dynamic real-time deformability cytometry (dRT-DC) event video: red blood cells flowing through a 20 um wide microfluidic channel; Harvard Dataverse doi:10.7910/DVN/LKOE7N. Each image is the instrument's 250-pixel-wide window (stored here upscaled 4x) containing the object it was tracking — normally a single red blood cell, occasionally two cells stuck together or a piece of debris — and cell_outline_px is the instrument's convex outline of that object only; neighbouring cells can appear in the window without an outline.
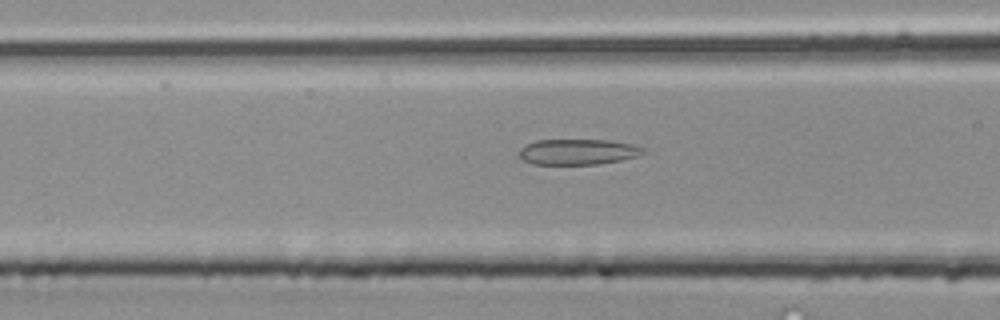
{"species": "common noctule bat (a hibernating species)", "species_latin": "Nyctalus noctula", "temperature_condition": "room temperature", "stored_images_in_passage": 30, "camera_frame_rate_fps": 3000, "um_per_image_px": 0.085, "animal": {"sex": "male", "body_mass_g": 20.4}, "frame": {"image": 1, "passage_image": 6, "time_ms": 1.667, "image_size_px": [1000, 320], "cell_outline_px": [[644, 152], [636, 156], [620, 160], [600, 164], [532, 164], [524, 160], [520, 156], [520, 148], [536, 140], [612, 140], [632, 144], [644, 148]], "centroid_in_image_um": [49.13, 12.9], "position_along_channel_um": 117.5, "area_um2": 18.38}}
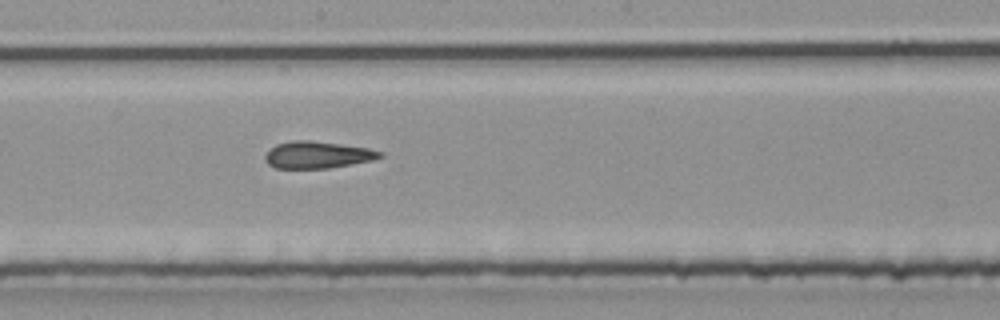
{"frame": {"image": 2, "passage_image": 13, "time_ms": 4.0, "image_size_px": [1000, 320], "cell_outline_px": [[384, 156], [372, 160], [328, 168], [276, 168], [268, 164], [264, 160], [264, 156], [276, 144], [292, 140], [308, 140], [340, 144], [368, 148], [384, 152]], "centroid_in_image_um": [26.98, 13.16], "position_along_channel_um": 221.2, "area_um2": 17.92}}
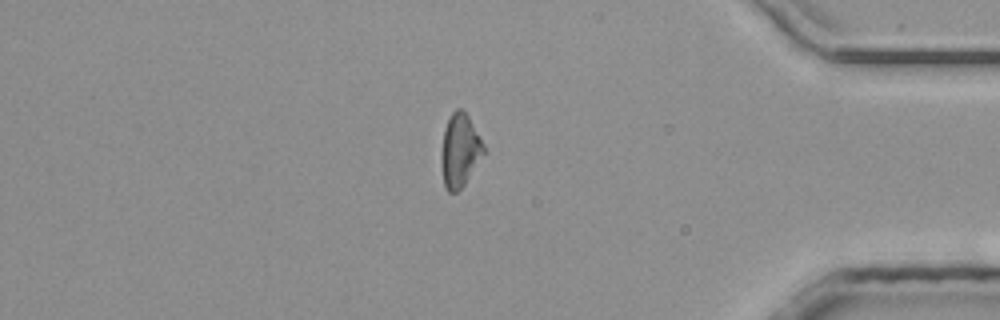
{"frame": {"image": 3, "passage_image": 27, "time_ms": 8.667, "image_size_px": [1000, 320], "cell_outline_px": [[488, 152], [464, 184], [456, 192], [448, 192], [444, 184], [440, 160], [444, 128], [452, 112], [456, 108], [464, 108], [484, 144]], "centroid_in_image_um": [39.12, 12.77], "position_along_channel_um": 396.1, "area_um2": 18.5}}